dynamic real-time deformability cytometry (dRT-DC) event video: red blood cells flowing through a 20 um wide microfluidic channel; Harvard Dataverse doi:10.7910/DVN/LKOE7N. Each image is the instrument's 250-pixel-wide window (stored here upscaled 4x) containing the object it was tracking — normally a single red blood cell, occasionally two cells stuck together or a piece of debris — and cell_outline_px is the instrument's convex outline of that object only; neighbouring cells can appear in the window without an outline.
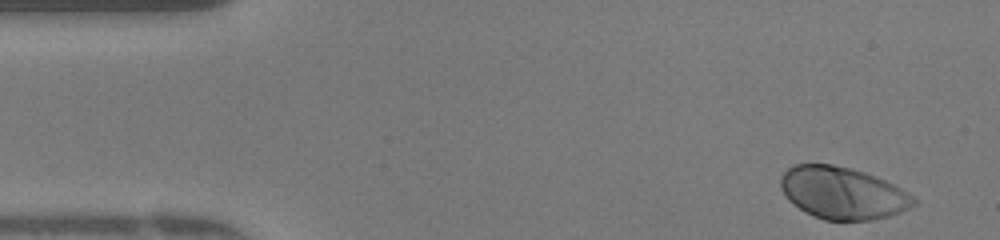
{"species": "human", "species_latin": "Homo sapiens", "temperature_condition": "warm", "stored_images_in_passage": 47, "camera_frame_rate_fps": 3000, "um_per_image_px": 0.085, "donor": {"sex": "female"}, "frame": {"image": 1, "passage_image": 2, "time_ms": 0.333, "image_size_px": [1000, 240], "cell_outline_px": [[916, 204], [900, 212], [888, 216], [872, 220], [824, 220], [812, 216], [804, 212], [788, 200], [780, 188], [780, 176], [792, 164], [832, 164], [864, 172], [876, 176], [900, 188], [912, 196], [916, 200]], "centroid_in_image_um": [71.57, 16.41], "position_along_channel_um": 13.4, "area_um2": 40.4}}
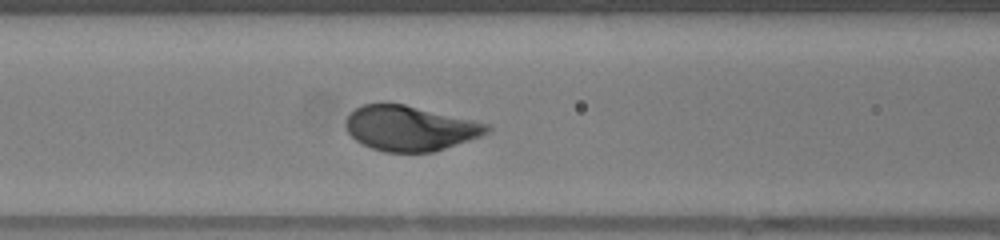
{"frame": {"image": 2, "passage_image": 18, "time_ms": 5.667, "image_size_px": [1000, 240], "cell_outline_px": [[492, 128], [488, 132], [480, 136], [432, 152], [384, 152], [372, 148], [356, 140], [348, 132], [344, 124], [348, 116], [356, 108], [364, 104], [404, 104], [472, 120], [488, 124]], "centroid_in_image_um": [34.83, 10.91], "position_along_channel_um": 131.8, "area_um2": 36.47}}
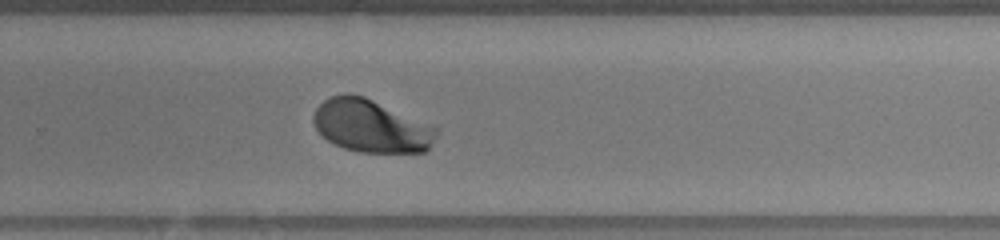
{"frame": {"image": 3, "passage_image": 30, "time_ms": 9.667, "image_size_px": [1000, 240], "cell_outline_px": [[436, 136], [428, 148], [424, 152], [360, 152], [344, 148], [328, 140], [316, 128], [312, 120], [312, 116], [316, 108], [324, 100], [332, 96], [344, 92], [348, 92], [364, 96], [436, 128]], "centroid_in_image_um": [31.48, 10.7], "position_along_channel_um": 298.3, "area_um2": 37.17}, "authors_computed_cell_mechanics": {"area_um2": 38.437, "velocity_mm_per_s": 4.1773, "shape_relaxation_time_tau1_ms": 1.7498, "shape_relaxation_time_tau2_ms": null, "deformation_change_tau1": 0.1532, "deformation_change_tau2": null}}